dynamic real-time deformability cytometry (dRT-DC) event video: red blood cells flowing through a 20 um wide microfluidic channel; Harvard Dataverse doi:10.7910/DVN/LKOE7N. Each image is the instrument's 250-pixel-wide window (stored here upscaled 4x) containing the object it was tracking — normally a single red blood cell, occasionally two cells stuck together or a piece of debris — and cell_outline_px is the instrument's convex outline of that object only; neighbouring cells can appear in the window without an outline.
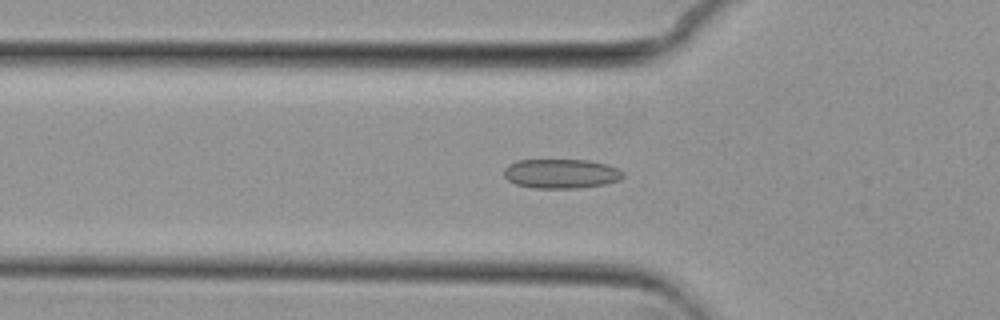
{"species": "common noctule bat (a hibernating species)", "species_latin": "Nyctalus noctula", "temperature_condition": "cold", "stored_images_in_passage": 47, "camera_frame_rate_fps": 3000, "um_per_image_px": 0.085, "animal": {"sex": "female", "body_mass_g": 29.2, "forearm_length_mm": 56.3}, "frame": {"image": 1, "passage_image": 10, "time_ms": 3.0, "image_size_px": [1000, 320], "cell_outline_px": [[624, 176], [620, 180], [604, 184], [580, 188], [532, 188], [516, 184], [508, 180], [504, 176], [504, 168], [508, 164], [516, 160], [588, 160], [608, 164], [616, 168]], "centroid_in_image_um": [47.66, 14.76], "position_along_channel_um": 78.1, "area_um2": 20.46}}
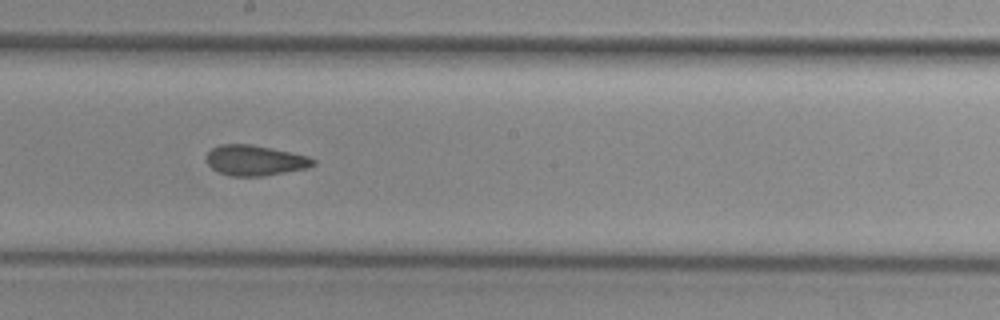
{"frame": {"image": 2, "passage_image": 22, "time_ms": 7.0, "image_size_px": [1000, 320], "cell_outline_px": [[316, 164], [308, 168], [264, 176], [228, 176], [212, 168], [204, 160], [208, 152], [212, 148], [220, 144], [252, 144], [292, 152], [308, 156], [316, 160]], "centroid_in_image_um": [21.68, 13.63], "position_along_channel_um": 226.5, "area_um2": 19.13}}
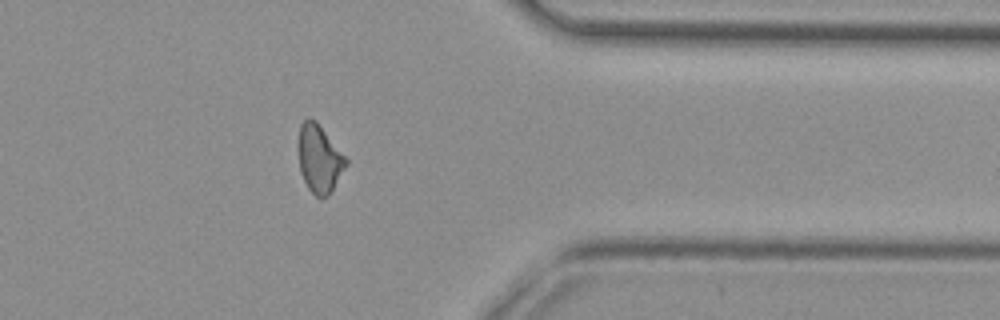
{"frame": {"image": 3, "passage_image": 36, "time_ms": 11.667, "image_size_px": [1000, 320], "cell_outline_px": [[348, 164], [328, 196], [316, 196], [308, 188], [300, 172], [300, 124], [308, 116], [316, 120], [348, 160]], "centroid_in_image_um": [27.17, 13.48], "position_along_channel_um": 384.2, "area_um2": 18.38}, "authors_computed_cell_mechanics": {"area_um2": 19.1896, "velocity_mm_per_s": 3.6948, "shape_relaxation_time_tau1_ms": null, "shape_relaxation_time_tau2_ms": 3.1256, "deformation_change_tau1": null, "deformation_change_tau2": 0.0895}}